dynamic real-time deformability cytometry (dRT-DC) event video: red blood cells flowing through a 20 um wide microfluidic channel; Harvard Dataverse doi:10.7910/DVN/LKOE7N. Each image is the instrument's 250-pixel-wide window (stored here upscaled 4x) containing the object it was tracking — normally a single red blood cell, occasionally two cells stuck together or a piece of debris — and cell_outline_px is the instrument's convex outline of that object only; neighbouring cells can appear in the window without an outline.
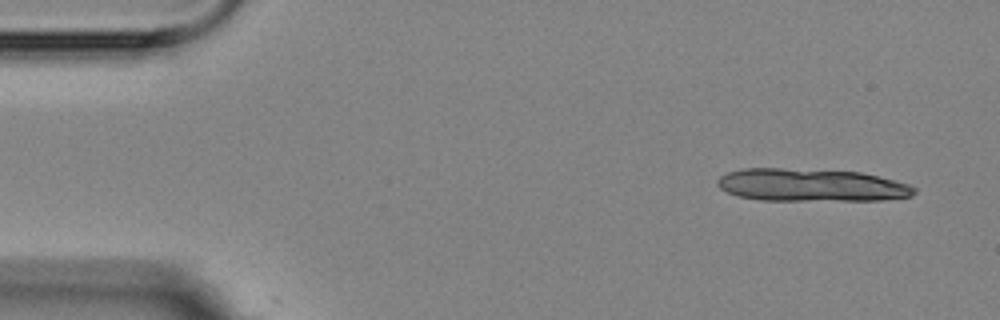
{"species": "Egyptian fruit bat (a non-hibernating species)", "species_latin": "Rousettus aegyptiacus", "temperature_condition": "room temperature", "stored_images_in_passage": 9, "camera_frame_rate_fps": 3000, "um_per_image_px": 0.085, "animal": {"sex": "female"}, "frame": {"image": 1, "passage_image": 1, "time_ms": 0.0, "image_size_px": [1000, 320], "cell_outline_px": [[916, 192], [912, 196], [884, 200], [760, 200], [736, 196], [720, 188], [716, 184], [716, 180], [720, 176], [728, 172], [744, 168], [780, 168], [860, 172], [908, 184], [916, 188]], "centroid_in_image_um": [68.91, 15.74], "position_along_channel_um": 16.1, "area_um2": 37.45}}
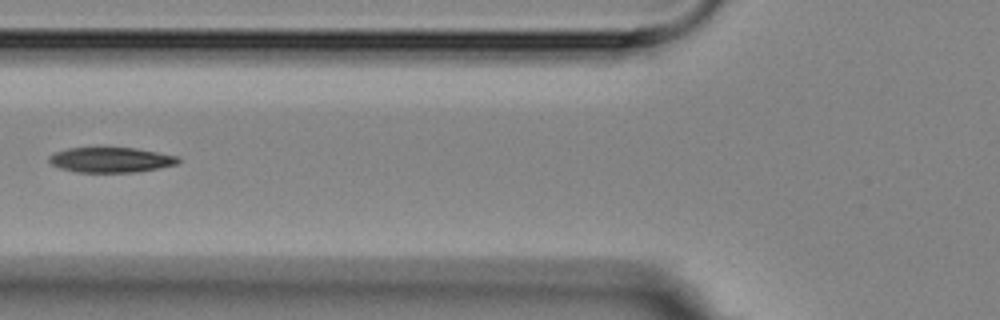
{"frame": {"image": 2, "passage_image": 6, "time_ms": 6.0, "image_size_px": [1000, 320], "cell_outline_px": [[180, 160], [176, 164], [136, 172], [76, 172], [60, 168], [52, 164], [48, 160], [48, 156], [56, 152], [68, 148], [136, 148], [176, 156]], "centroid_in_image_um": [9.38, 13.59], "position_along_channel_um": 116.4, "area_um2": 18.61}}
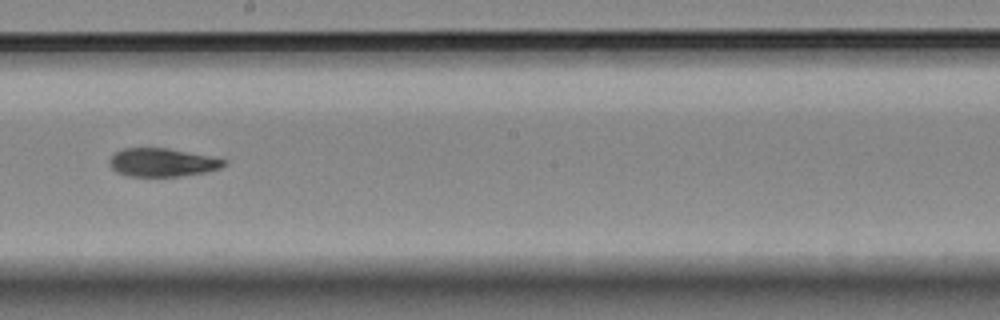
{"frame": {"image": 3, "passage_image": 9, "time_ms": 9.333, "image_size_px": [1000, 320], "cell_outline_px": [[228, 164], [220, 168], [204, 172], [180, 176], [128, 176], [116, 172], [112, 168], [108, 160], [116, 152], [124, 148], [168, 148], [228, 160]], "centroid_in_image_um": [13.79, 13.81], "position_along_channel_um": 234.4, "area_um2": 18.79}}